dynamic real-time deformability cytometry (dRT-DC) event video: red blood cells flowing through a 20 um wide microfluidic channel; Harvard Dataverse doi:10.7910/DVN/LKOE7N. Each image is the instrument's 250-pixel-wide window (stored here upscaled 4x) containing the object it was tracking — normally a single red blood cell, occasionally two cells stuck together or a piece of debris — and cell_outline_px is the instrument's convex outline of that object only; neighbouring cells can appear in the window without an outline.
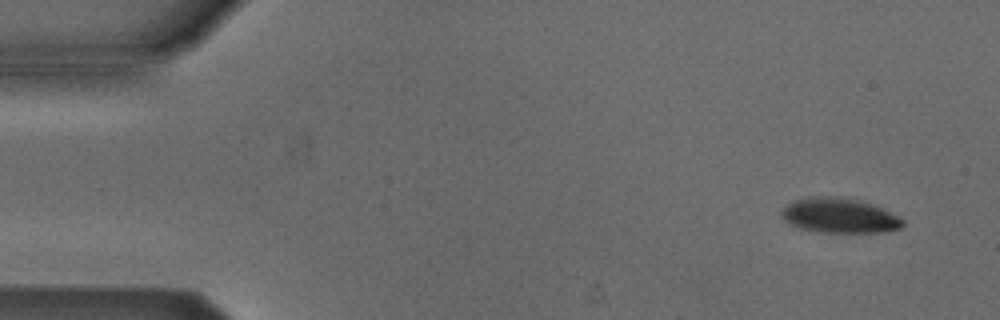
{"species": "Egyptian fruit bat (a non-hibernating species)", "species_latin": "Rousettus aegyptiacus", "temperature_condition": "cold", "stored_images_in_passage": 5, "segment_of_instrument_passage": [2, 2], "camera_frame_rate_fps": 3000, "um_per_image_px": 0.085, "animal": {"sex": "male"}, "frame": {"image": 1, "passage_image": 5, "time_ms": 1.333, "image_size_px": [1000, 320], "cell_outline_px": [[904, 224], [900, 228], [884, 232], [820, 232], [800, 228], [788, 224], [784, 220], [780, 212], [788, 204], [796, 200], [816, 196], [840, 196], [872, 204], [904, 220]], "centroid_in_image_um": [71.32, 18.33], "position_along_channel_um": 13.7, "area_um2": 24.33}}